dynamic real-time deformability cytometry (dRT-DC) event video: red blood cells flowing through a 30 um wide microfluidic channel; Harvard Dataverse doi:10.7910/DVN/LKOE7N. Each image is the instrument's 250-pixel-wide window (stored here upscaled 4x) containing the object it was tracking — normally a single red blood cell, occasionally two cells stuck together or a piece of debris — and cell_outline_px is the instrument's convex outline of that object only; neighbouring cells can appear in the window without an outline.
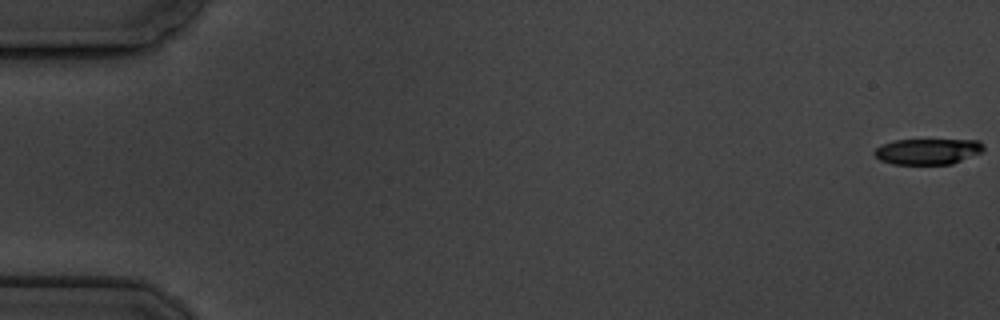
{"species": "common noctule bat (a hibernating species)", "species_latin": "Nyctalus noctula", "temperature_condition": "cold", "stored_images_in_passage": 6, "camera_frame_rate_fps": 3000, "um_per_image_px": 0.085, "animal": {"sex": "male", "body_mass_g": 19.5, "forearm_length_mm": 54.6}, "frame": {"image": 1, "passage_image": 1, "time_ms": 0.0, "image_size_px": [1000, 320], "cell_outline_px": [[984, 152], [952, 164], [892, 164], [880, 160], [872, 152], [880, 144], [892, 140], [980, 140], [984, 144]], "centroid_in_image_um": [78.87, 12.87], "position_along_channel_um": 6.1, "area_um2": 16.7}}
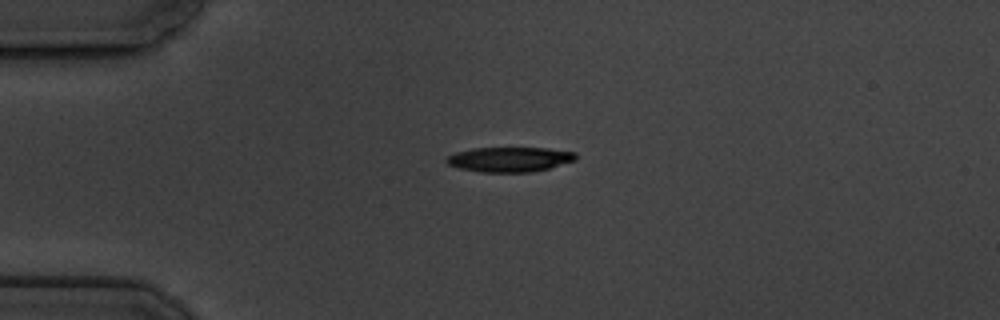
{"frame": {"image": 2, "passage_image": 5, "time_ms": 4.667, "image_size_px": [1000, 320], "cell_outline_px": [[576, 160], [548, 168], [528, 172], [480, 172], [460, 168], [448, 164], [444, 160], [448, 156], [456, 152], [472, 148], [548, 148], [576, 152]], "centroid_in_image_um": [43.31, 13.54], "position_along_channel_um": 41.7, "area_um2": 18.61}}